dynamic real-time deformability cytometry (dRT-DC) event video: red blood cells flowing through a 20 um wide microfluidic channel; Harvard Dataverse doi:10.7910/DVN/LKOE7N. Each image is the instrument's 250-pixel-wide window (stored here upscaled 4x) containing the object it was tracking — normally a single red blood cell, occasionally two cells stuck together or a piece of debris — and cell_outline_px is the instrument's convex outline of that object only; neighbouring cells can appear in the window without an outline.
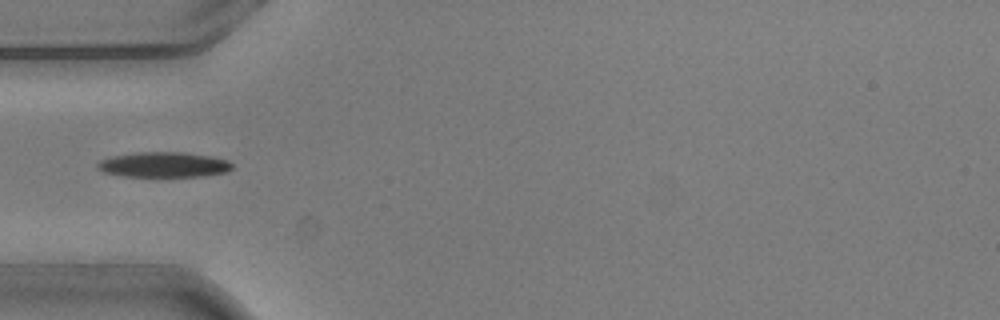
{"species": "common noctule bat (a hibernating species)", "species_latin": "Nyctalus noctula", "temperature_condition": "warm", "stored_images_in_passage": 2, "camera_frame_rate_fps": 3000, "um_per_image_px": 0.085, "animal": {"sex": "male", "body_mass_g": 20.5, "forearm_length_mm": 52.5}, "frame": {"image": 1, "passage_image": 2, "time_ms": 0.333, "image_size_px": [1000, 320], "cell_outline_px": [[232, 168], [228, 172], [204, 176], [156, 180], [124, 176], [104, 172], [96, 168], [96, 164], [100, 160], [112, 156], [136, 152], [184, 152], [212, 156], [228, 160], [232, 164]], "centroid_in_image_um": [13.92, 14.05], "position_along_channel_um": 71.1, "area_um2": 21.04}}